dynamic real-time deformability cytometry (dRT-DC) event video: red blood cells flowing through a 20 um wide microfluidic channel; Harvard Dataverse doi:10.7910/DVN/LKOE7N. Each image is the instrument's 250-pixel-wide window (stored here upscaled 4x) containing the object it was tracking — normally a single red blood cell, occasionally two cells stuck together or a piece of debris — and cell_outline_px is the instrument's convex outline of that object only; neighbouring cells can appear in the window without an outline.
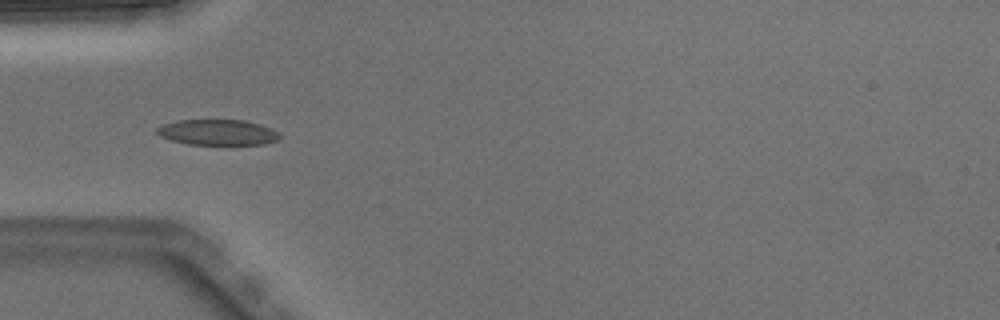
{"species": "Egyptian fruit bat (a non-hibernating species)", "species_latin": "Rousettus aegyptiacus", "temperature_condition": "warm", "stored_images_in_passage": 4, "camera_frame_rate_fps": 3000, "um_per_image_px": 0.085, "animal": {"sex": "male"}, "frame": {"image": 1, "passage_image": 4, "time_ms": 1.0, "image_size_px": [1000, 320], "cell_outline_px": [[280, 136], [276, 140], [264, 144], [188, 144], [172, 140], [160, 136], [156, 132], [156, 128], [164, 124], [176, 120], [244, 120], [260, 124], [272, 128], [280, 132]], "centroid_in_image_um": [18.51, 11.24], "position_along_channel_um": 66.5, "area_um2": 18.26}}